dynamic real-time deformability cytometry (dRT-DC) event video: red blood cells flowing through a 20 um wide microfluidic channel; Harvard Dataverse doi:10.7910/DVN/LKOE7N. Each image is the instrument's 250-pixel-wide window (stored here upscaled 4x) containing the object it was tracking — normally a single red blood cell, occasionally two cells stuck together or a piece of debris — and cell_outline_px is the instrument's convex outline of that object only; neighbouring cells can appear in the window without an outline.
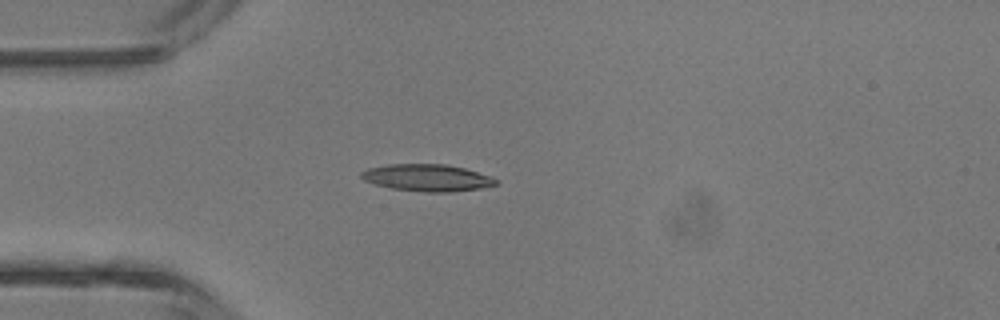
{"species": "common noctule bat (a hibernating species)", "species_latin": "Nyctalus noctula", "temperature_condition": "room temperature", "stored_images_in_passage": 3, "camera_frame_rate_fps": 3000, "um_per_image_px": 0.085, "animal": {"sex": "male", "body_mass_g": 13.3}, "frame": {"image": 1, "passage_image": 3, "time_ms": 2.333, "image_size_px": [1000, 320], "cell_outline_px": [[496, 184], [480, 188], [452, 192], [424, 192], [392, 188], [376, 184], [364, 180], [360, 176], [360, 172], [368, 168], [388, 164], [444, 164], [464, 168], [492, 176], [496, 180]], "centroid_in_image_um": [36.29, 15.1], "position_along_channel_um": 48.7, "area_um2": 21.04}}